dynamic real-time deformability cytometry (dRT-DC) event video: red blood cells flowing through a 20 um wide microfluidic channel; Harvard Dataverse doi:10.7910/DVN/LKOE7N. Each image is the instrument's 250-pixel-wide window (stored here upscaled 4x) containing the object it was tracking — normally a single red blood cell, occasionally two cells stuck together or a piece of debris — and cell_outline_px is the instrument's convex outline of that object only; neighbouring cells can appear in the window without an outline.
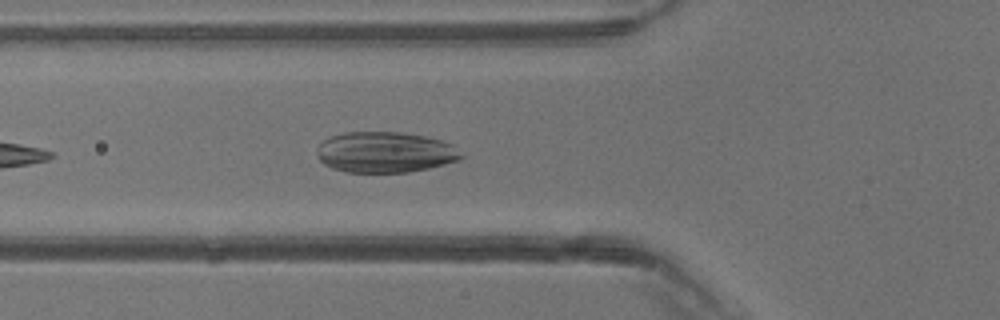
{"species": "common noctule bat (a hibernating species)", "species_latin": "Nyctalus noctula", "temperature_condition": "warm", "stored_images_in_passage": 28, "camera_frame_rate_fps": 3000, "um_per_image_px": 0.085, "animal": {"sex": "male", "body_mass_g": 13.3}, "frame": {"image": 1, "passage_image": 4, "time_ms": 1.0, "image_size_px": [1000, 320], "cell_outline_px": [[464, 156], [460, 160], [428, 168], [408, 172], [344, 172], [332, 168], [324, 164], [320, 160], [316, 152], [316, 148], [324, 140], [332, 136], [344, 132], [400, 132], [424, 136], [440, 140], [452, 144]], "centroid_in_image_um": [32.72, 12.94], "position_along_channel_um": 93.1, "area_um2": 34.28}}
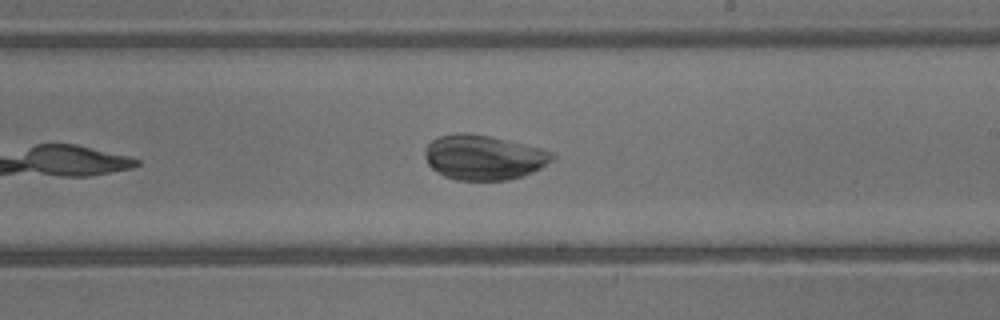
{"frame": {"image": 2, "passage_image": 13, "time_ms": 4.0, "image_size_px": [1000, 320], "cell_outline_px": [[556, 156], [552, 160], [540, 168], [532, 172], [508, 180], [456, 180], [444, 176], [436, 172], [428, 164], [424, 156], [424, 152], [428, 144], [432, 140], [440, 136], [460, 132], [468, 132], [488, 136], [540, 148], [552, 152]], "centroid_in_image_um": [41.07, 13.38], "position_along_channel_um": 247.9, "area_um2": 33.06}}
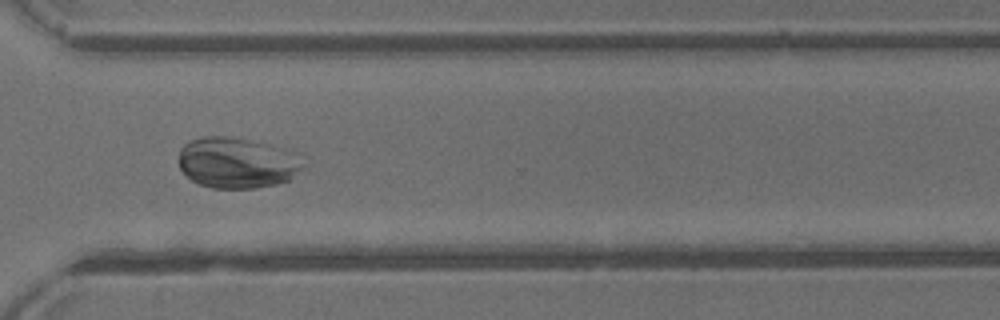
{"frame": {"image": 3, "passage_image": 19, "time_ms": 6.0, "image_size_px": [1000, 320], "cell_outline_px": [[304, 168], [288, 180], [276, 184], [256, 188], [212, 188], [200, 184], [184, 176], [180, 168], [180, 148], [184, 144], [192, 140], [204, 136], [228, 136], [268, 144], [296, 152]], "centroid_in_image_um": [20.13, 13.84], "position_along_channel_um": 350.5, "area_um2": 36.82}}